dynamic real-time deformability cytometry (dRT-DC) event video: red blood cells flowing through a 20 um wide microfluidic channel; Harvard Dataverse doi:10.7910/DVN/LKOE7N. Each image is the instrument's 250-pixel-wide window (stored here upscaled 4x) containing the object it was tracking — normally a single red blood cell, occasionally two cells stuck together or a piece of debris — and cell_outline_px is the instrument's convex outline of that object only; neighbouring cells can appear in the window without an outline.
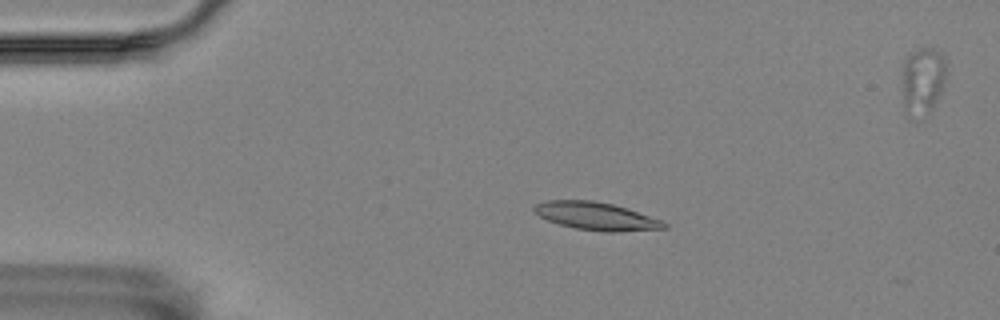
{"species": "Egyptian fruit bat (a non-hibernating species)", "species_latin": "Rousettus aegyptiacus", "temperature_condition": "room temperature", "stored_images_in_passage": 6, "camera_frame_rate_fps": 3000, "um_per_image_px": 0.085, "animal": {"sex": "female"}, "frame": {"image": 1, "passage_image": 1, "time_ms": 0.0, "image_size_px": [1000, 320], "cell_outline_px": [[668, 228], [612, 232], [604, 232], [576, 228], [560, 224], [548, 220], [540, 216], [532, 208], [536, 204], [548, 200], [592, 200], [612, 204], [628, 208], [664, 220], [668, 224]], "centroid_in_image_um": [50.74, 18.37], "position_along_channel_um": 34.3, "area_um2": 21.1}}